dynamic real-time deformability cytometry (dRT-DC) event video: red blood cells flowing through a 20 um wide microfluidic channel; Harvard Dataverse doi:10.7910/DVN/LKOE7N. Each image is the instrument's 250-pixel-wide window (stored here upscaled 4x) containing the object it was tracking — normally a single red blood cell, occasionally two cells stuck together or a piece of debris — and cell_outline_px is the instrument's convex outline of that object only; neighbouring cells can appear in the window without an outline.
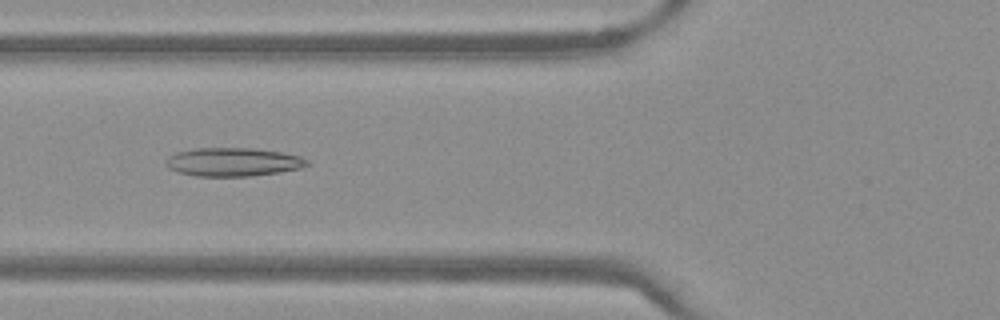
{"species": "Egyptian fruit bat (a non-hibernating species)", "species_latin": "Rousettus aegyptiacus", "temperature_condition": "warm", "stored_images_in_passage": 39, "camera_frame_rate_fps": 3000, "um_per_image_px": 0.085, "frame": {"image": 1, "passage_image": 8, "time_ms": 2.333, "image_size_px": [1000, 320], "cell_outline_px": [[312, 164], [300, 168], [280, 172], [252, 176], [196, 176], [180, 172], [168, 168], [164, 160], [168, 156], [176, 152], [192, 148], [252, 148], [280, 152], [300, 156], [308, 160]], "centroid_in_image_um": [19.81, 13.76], "position_along_channel_um": 106.0, "area_um2": 23.58}}
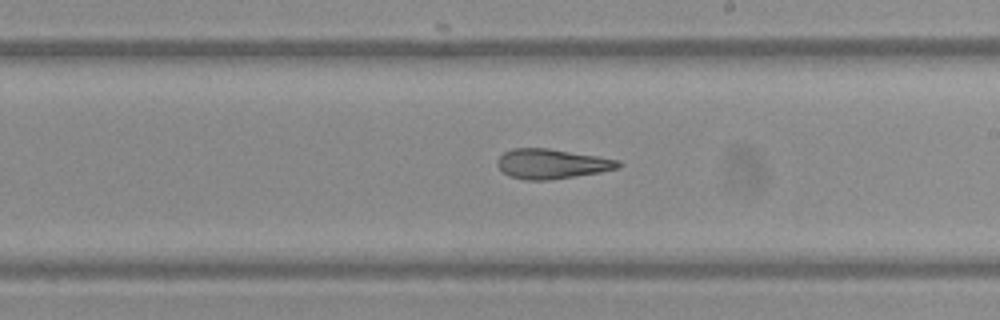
{"frame": {"image": 2, "passage_image": 18, "time_ms": 5.667, "image_size_px": [1000, 320], "cell_outline_px": [[624, 164], [620, 168], [600, 172], [548, 180], [524, 180], [508, 176], [496, 164], [496, 160], [504, 152], [512, 148], [548, 148], [600, 156], [620, 160]], "centroid_in_image_um": [46.92, 13.92], "position_along_channel_um": 242.1, "area_um2": 21.21}}
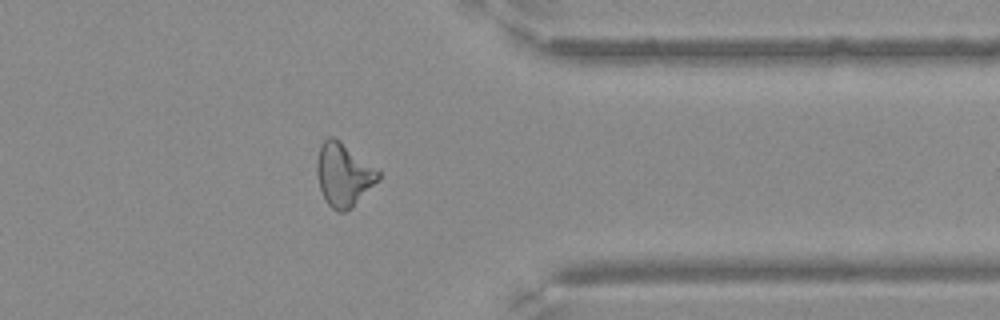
{"frame": {"image": 3, "passage_image": 29, "time_ms": 9.333, "image_size_px": [1000, 320], "cell_outline_px": [[380, 176], [344, 212], [336, 212], [328, 204], [320, 188], [316, 172], [316, 160], [320, 144], [328, 136], [332, 136], [340, 140], [380, 172]], "centroid_in_image_um": [29.12, 14.78], "position_along_channel_um": 382.3, "area_um2": 21.79}}